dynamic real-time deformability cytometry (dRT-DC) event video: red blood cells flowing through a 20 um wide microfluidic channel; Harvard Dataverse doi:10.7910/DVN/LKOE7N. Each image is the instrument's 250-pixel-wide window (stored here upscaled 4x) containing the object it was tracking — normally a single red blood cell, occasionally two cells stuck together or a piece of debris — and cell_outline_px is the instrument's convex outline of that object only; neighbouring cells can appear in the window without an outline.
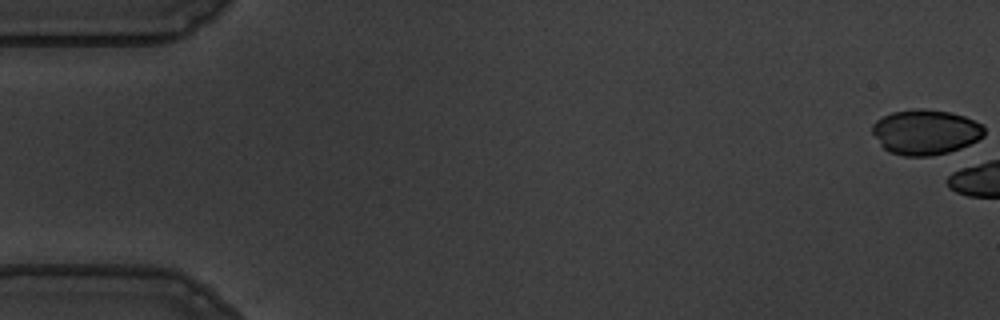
{"species": "common noctule bat (a hibernating species)", "species_latin": "Nyctalus noctula", "temperature_condition": "warm", "stored_images_in_passage": 6, "camera_frame_rate_fps": 3000, "um_per_image_px": 0.085, "animal": {"sex": "male", "body_mass_g": 19.5, "forearm_length_mm": 54.6}, "frame": {"image": 1, "passage_image": 1, "time_ms": 0.0, "image_size_px": [1000, 320], "cell_outline_px": [[984, 136], [960, 148], [948, 152], [932, 156], [904, 156], [888, 152], [880, 144], [872, 132], [872, 124], [876, 120], [892, 112], [912, 108], [920, 108], [948, 112], [964, 116], [984, 124]], "centroid_in_image_um": [78.65, 11.22], "position_along_channel_um": 6.3, "area_um2": 29.48}}